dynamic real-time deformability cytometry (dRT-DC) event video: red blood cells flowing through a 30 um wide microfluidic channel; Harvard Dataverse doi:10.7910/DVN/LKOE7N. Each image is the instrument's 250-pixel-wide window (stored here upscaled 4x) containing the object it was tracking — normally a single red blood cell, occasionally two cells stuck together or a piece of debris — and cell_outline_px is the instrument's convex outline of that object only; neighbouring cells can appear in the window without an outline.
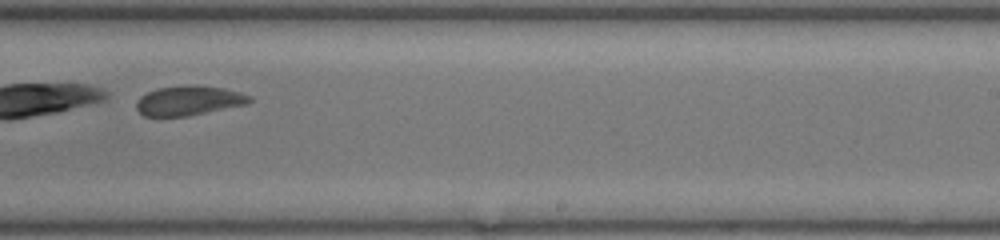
{"species": "common noctule bat (a hibernating species)", "species_latin": "Nyctalus noctula", "temperature_condition": "room temperature", "stored_images_in_passage": 18, "camera_frame_rate_fps": 3000, "um_per_image_px": 0.085, "animal": {"sex": "female", "body_mass_g": 17.0, "forearm_length_mm": 48.0}, "frame": {"image": 1, "passage_image": 18, "time_ms": 5.667, "image_size_px": [1000, 240], "cell_outline_px": [[252, 100], [248, 104], [188, 116], [144, 116], [136, 108], [136, 100], [140, 96], [156, 88], [224, 88], [240, 92], [252, 96]], "centroid_in_image_um": [16.05, 8.6], "position_along_channel_um": 272.9, "area_um2": 18.73}}